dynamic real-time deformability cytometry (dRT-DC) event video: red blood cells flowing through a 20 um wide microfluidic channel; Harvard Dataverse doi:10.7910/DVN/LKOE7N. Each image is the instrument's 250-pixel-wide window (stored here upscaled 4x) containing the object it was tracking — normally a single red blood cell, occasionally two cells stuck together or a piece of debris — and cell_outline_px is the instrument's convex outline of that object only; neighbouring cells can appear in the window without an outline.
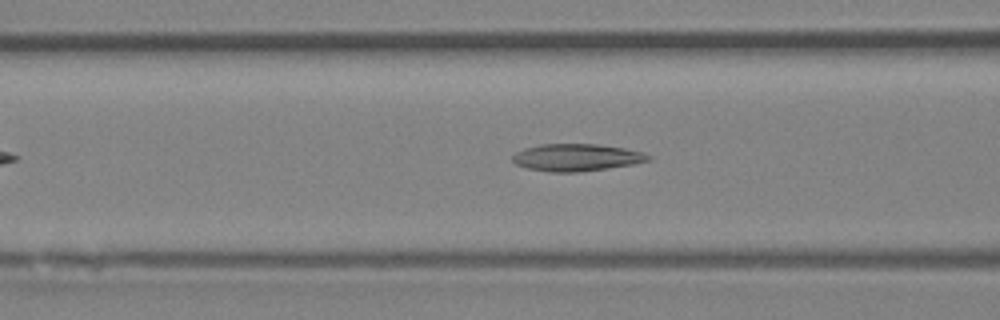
{"species": "Egyptian fruit bat (a non-hibernating species)", "species_latin": "Rousettus aegyptiacus", "temperature_condition": "room temperature", "stored_images_in_passage": 41, "camera_frame_rate_fps": 3000, "um_per_image_px": 0.085, "animal": {"sex": "female"}, "frame": {"image": 1, "passage_image": 11, "time_ms": 3.333, "image_size_px": [1000, 320], "cell_outline_px": [[652, 160], [632, 164], [580, 172], [548, 172], [528, 168], [516, 164], [512, 160], [512, 156], [516, 152], [524, 148], [540, 144], [600, 144], [624, 148], [644, 152], [652, 156]], "centroid_in_image_um": [49.02, 13.38], "position_along_channel_um": 117.6, "area_um2": 21.62}}
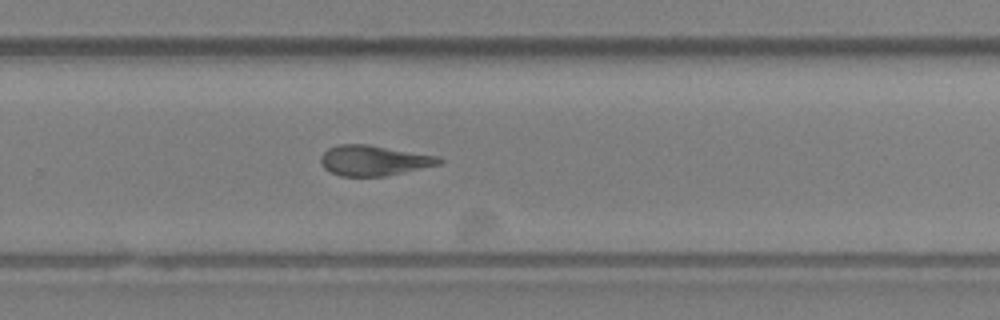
{"frame": {"image": 2, "passage_image": 24, "time_ms": 7.667, "image_size_px": [1000, 320], "cell_outline_px": [[444, 160], [440, 164], [384, 176], [340, 176], [324, 168], [320, 164], [320, 156], [328, 148], [340, 144], [368, 144], [440, 156]], "centroid_in_image_um": [31.77, 13.63], "position_along_channel_um": 298.0, "area_um2": 20.92}}
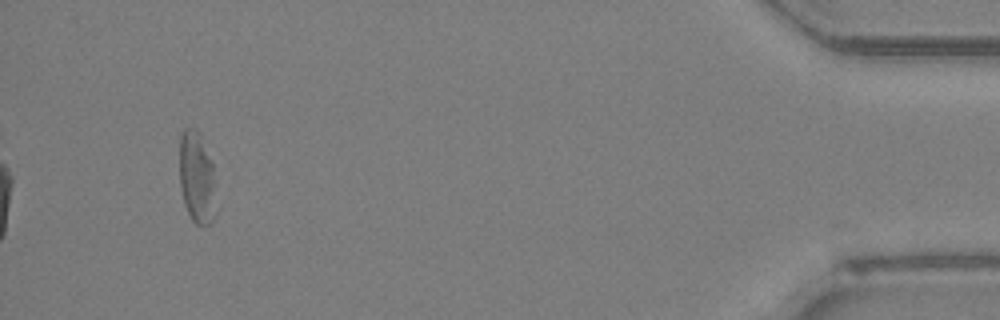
{"frame": {"image": 3, "passage_image": 38, "time_ms": 12.333, "image_size_px": [1000, 320], "cell_outline_px": [[216, 216], [212, 224], [196, 224], [192, 220], [184, 204], [180, 188], [180, 136], [184, 128], [196, 128], [200, 132], [212, 164], [216, 212]], "centroid_in_image_um": [16.73, 15.11], "position_along_channel_um": 418.5, "area_um2": 19.65}, "authors_computed_cell_mechanics": {"area_um2": 21.097, "velocity_mm_per_s": 4.1756, "shape_relaxation_time_tau1_ms": 6.6538, "shape_relaxation_time_tau2_ms": 2.6637, "deformation_change_tau1": 0.1934, "deformation_change_tau2": 0.1199}}